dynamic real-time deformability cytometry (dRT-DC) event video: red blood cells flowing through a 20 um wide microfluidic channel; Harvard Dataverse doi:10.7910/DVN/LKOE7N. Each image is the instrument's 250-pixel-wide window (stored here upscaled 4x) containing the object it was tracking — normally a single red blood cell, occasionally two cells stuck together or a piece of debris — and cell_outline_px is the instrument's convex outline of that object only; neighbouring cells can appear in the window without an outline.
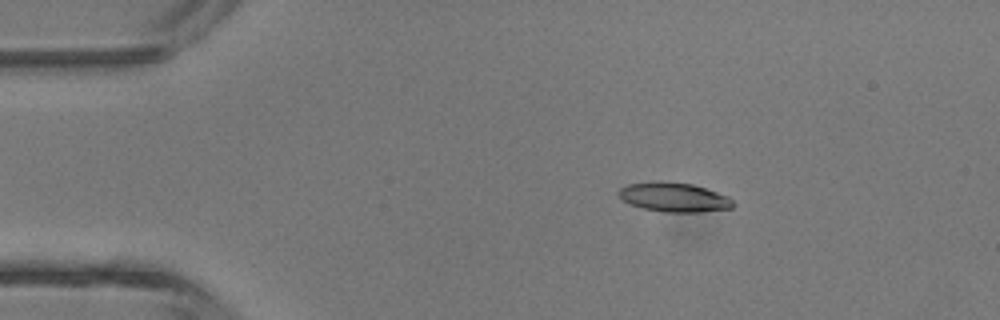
{"species": "common noctule bat (a hibernating species)", "species_latin": "Nyctalus noctula", "temperature_condition": "room temperature", "stored_images_in_passage": 4, "camera_frame_rate_fps": 3000, "um_per_image_px": 0.085, "animal": {"sex": "male", "body_mass_g": 13.3}, "frame": {"image": 1, "passage_image": 2, "time_ms": 2.0, "image_size_px": [1000, 320], "cell_outline_px": [[736, 204], [732, 208], [700, 212], [664, 212], [644, 208], [632, 204], [624, 200], [616, 192], [620, 188], [628, 184], [692, 184], [728, 196]], "centroid_in_image_um": [57.36, 16.81], "position_along_channel_um": 27.6, "area_um2": 18.55}}
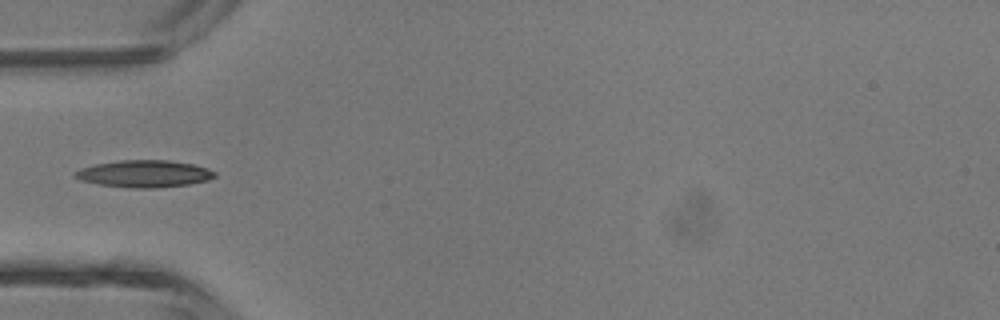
{"frame": {"image": 2, "passage_image": 4, "time_ms": 4.333, "image_size_px": [1000, 320], "cell_outline_px": [[216, 176], [208, 180], [188, 184], [156, 188], [132, 188], [100, 184], [80, 180], [72, 176], [80, 168], [96, 164], [120, 160], [168, 160], [192, 164], [208, 168], [216, 172]], "centroid_in_image_um": [12.27, 14.76], "position_along_channel_um": 72.7, "area_um2": 21.96}}